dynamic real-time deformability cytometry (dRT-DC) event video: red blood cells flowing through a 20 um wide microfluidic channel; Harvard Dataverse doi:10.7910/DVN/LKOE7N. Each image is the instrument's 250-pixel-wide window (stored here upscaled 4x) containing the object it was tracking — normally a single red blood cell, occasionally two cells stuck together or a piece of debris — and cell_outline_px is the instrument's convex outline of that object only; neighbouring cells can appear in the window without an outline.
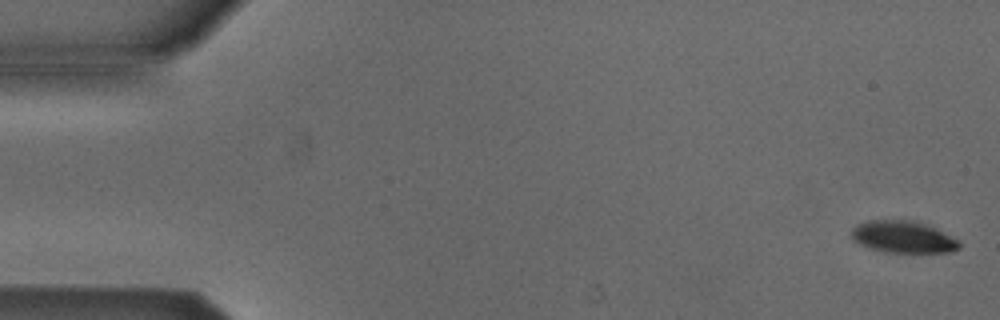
{"species": "Egyptian fruit bat (a non-hibernating species)", "species_latin": "Rousettus aegyptiacus", "temperature_condition": "cold", "stored_images_in_passage": 5, "camera_frame_rate_fps": 3000, "um_per_image_px": 0.085, "animal": {"sex": "male"}, "frame": {"image": 1, "passage_image": 1, "time_ms": 0.0, "image_size_px": [1000, 320], "cell_outline_px": [[960, 248], [952, 252], [884, 252], [868, 248], [860, 244], [852, 236], [852, 228], [856, 224], [868, 220], [912, 220], [924, 224], [956, 240], [960, 244]], "centroid_in_image_um": [76.7, 20.14], "position_along_channel_um": 8.3, "area_um2": 19.65}}
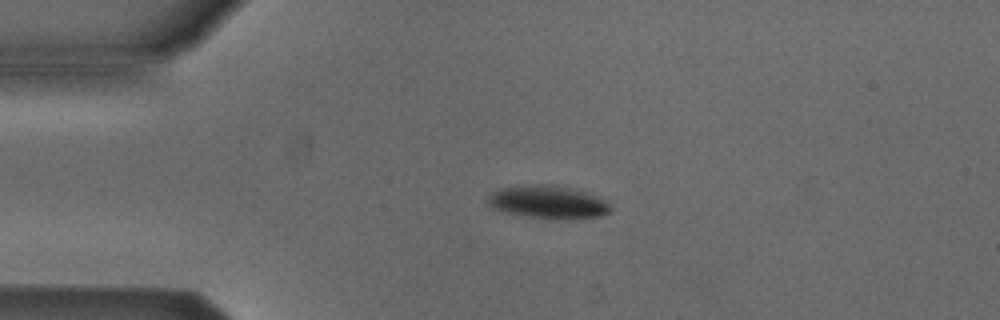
{"frame": {"image": 2, "passage_image": 4, "time_ms": 1.0, "image_size_px": [1000, 320], "cell_outline_px": [[608, 212], [600, 216], [568, 220], [520, 216], [492, 208], [488, 204], [488, 196], [492, 192], [500, 188], [540, 184], [544, 184], [572, 188], [596, 196], [604, 200], [608, 204]], "centroid_in_image_um": [46.54, 17.19], "position_along_channel_um": 38.5, "area_um2": 23.35}}